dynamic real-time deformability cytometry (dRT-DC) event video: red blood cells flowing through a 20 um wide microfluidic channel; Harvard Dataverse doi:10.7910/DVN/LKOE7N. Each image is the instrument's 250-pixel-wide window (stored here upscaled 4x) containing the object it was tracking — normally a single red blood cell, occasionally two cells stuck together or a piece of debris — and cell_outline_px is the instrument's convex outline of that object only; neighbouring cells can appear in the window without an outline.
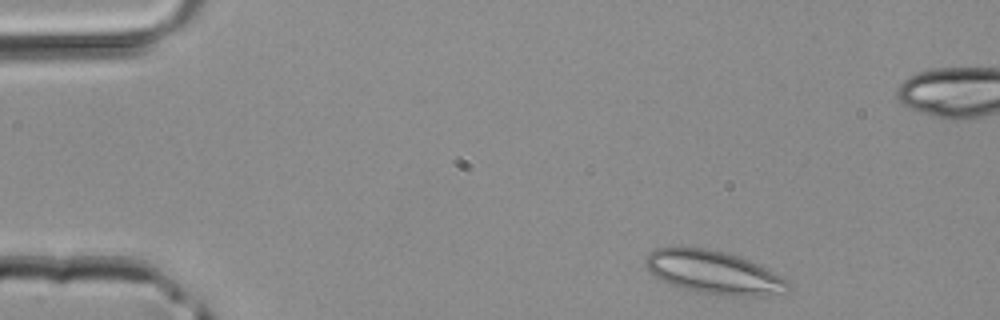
{"species": "common noctule bat (a hibernating species)", "species_latin": "Nyctalus noctula", "temperature_condition": "room temperature", "stored_images_in_passage": 3, "camera_frame_rate_fps": 3000, "um_per_image_px": 0.085, "animal": {"sex": "male", "body_mass_g": 20.4}, "frame": {"image": 1, "passage_image": 1, "time_ms": 0.0, "image_size_px": [1000, 320], "cell_outline_px": [[792, 288], [788, 292], [764, 296], [732, 296], [696, 292], [680, 288], [656, 276], [644, 264], [644, 256], [656, 248], [708, 248], [740, 256], [760, 264], [788, 280]], "centroid_in_image_um": [60.73, 23.16], "position_along_channel_um": 24.3, "area_um2": 36.01}}